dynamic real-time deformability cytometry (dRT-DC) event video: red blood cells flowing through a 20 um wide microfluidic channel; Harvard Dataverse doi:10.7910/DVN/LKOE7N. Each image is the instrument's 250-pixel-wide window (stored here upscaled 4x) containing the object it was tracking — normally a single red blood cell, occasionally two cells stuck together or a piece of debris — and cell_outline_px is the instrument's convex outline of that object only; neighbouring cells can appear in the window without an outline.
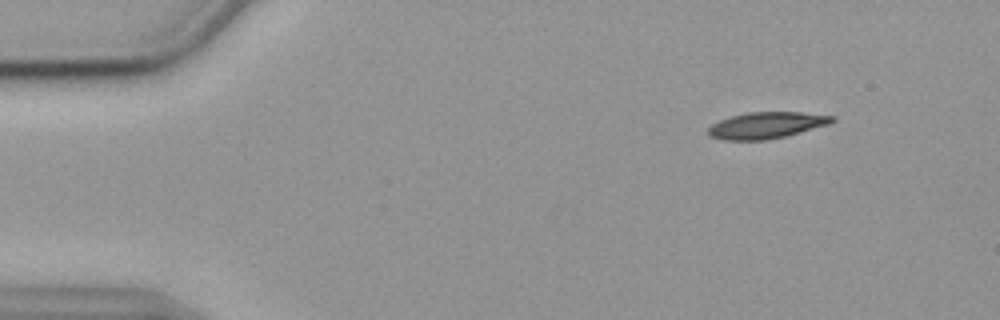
{"species": "common noctule bat (a hibernating species)", "species_latin": "Nyctalus noctula", "temperature_condition": "cold", "stored_images_in_passage": 56, "camera_frame_rate_fps": 3000, "um_per_image_px": 0.085, "animal": {"sex": "female", "body_mass_g": 19.9}, "frame": {"image": 1, "passage_image": 6, "time_ms": 1.667, "image_size_px": [1000, 320], "cell_outline_px": [[836, 120], [828, 124], [800, 132], [768, 140], [724, 140], [708, 136], [708, 128], [712, 124], [720, 120], [732, 116], [748, 112], [800, 112], [836, 116]], "centroid_in_image_um": [65.14, 10.65], "position_along_channel_um": 19.9, "area_um2": 19.02}}
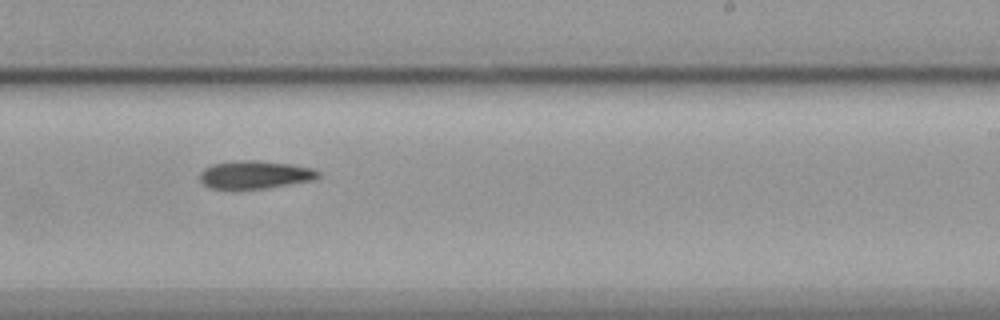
{"frame": {"image": 2, "passage_image": 34, "time_ms": 11.0, "image_size_px": [1000, 320], "cell_outline_px": [[320, 176], [316, 180], [268, 188], [232, 192], [208, 188], [200, 180], [200, 172], [204, 168], [212, 164], [244, 160], [256, 160], [292, 164], [312, 168], [320, 172]], "centroid_in_image_um": [21.65, 14.9], "position_along_channel_um": 267.4, "area_um2": 20.17}}
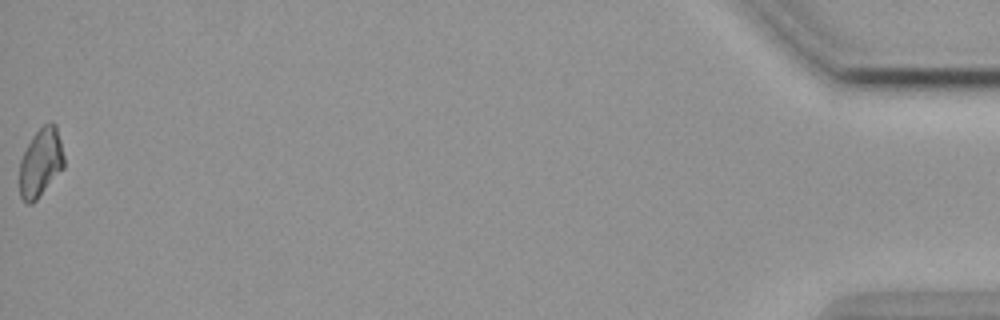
{"frame": {"image": 3, "passage_image": 56, "time_ms": 18.333, "image_size_px": [1000, 320], "cell_outline_px": [[64, 168], [36, 200], [32, 204], [28, 204], [20, 196], [20, 160], [32, 136], [44, 124], [52, 120], [56, 124], [64, 156]], "centroid_in_image_um": [3.47, 13.8], "position_along_channel_um": 431.7, "area_um2": 17.74}, "authors_computed_cell_mechanics": {"area_um2": 19.3341, "velocity_mm_per_s": 3.572, "shape_relaxation_time_tau1_ms": 3.5472, "shape_relaxation_time_tau2_ms": null, "deformation_change_tau1": 0.1142, "deformation_change_tau2": null}}